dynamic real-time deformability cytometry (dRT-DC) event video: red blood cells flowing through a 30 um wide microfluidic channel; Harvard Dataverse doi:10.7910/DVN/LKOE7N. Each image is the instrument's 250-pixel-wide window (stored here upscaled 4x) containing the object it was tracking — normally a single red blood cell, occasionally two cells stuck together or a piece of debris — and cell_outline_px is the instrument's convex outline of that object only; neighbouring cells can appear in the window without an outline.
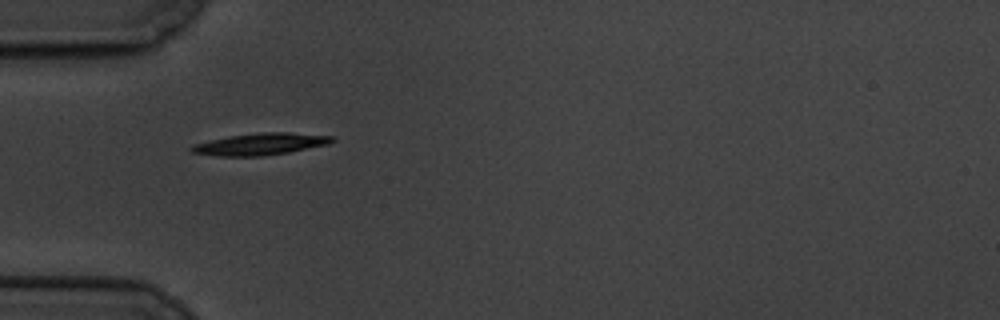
{"species": "common noctule bat (a hibernating species)", "species_latin": "Nyctalus noctula", "temperature_condition": "cold", "stored_images_in_passage": 3, "camera_frame_rate_fps": 3000, "um_per_image_px": 0.085, "animal": {"sex": "male", "body_mass_g": 19.5, "forearm_length_mm": 54.6}, "frame": {"image": 1, "passage_image": 1, "time_ms": 0.0, "image_size_px": [1000, 320], "cell_outline_px": [[336, 140], [328, 144], [288, 152], [260, 156], [220, 156], [192, 152], [188, 148], [192, 144], [228, 136], [264, 132], [288, 132], [336, 136]], "centroid_in_image_um": [22.15, 12.24], "position_along_channel_um": 62.9, "area_um2": 17.86}}
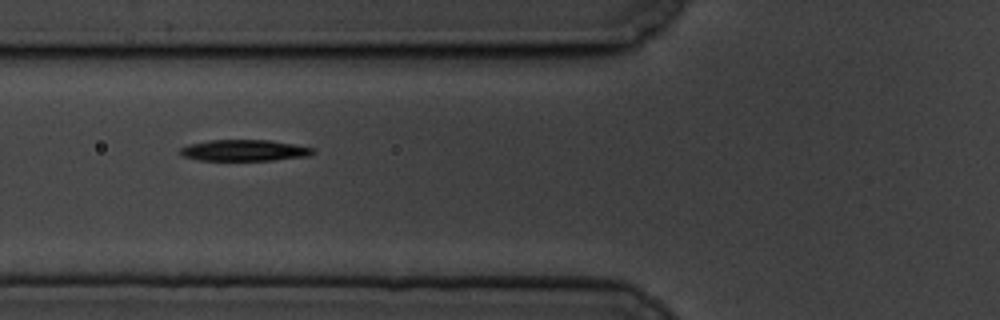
{"frame": {"image": 2, "passage_image": 2, "time_ms": 1.333, "image_size_px": [1000, 320], "cell_outline_px": [[316, 152], [308, 156], [272, 160], [200, 160], [180, 156], [180, 148], [188, 144], [208, 140], [268, 140], [316, 148]], "centroid_in_image_um": [20.75, 12.78], "position_along_channel_um": 105.1, "area_um2": 16.47}}
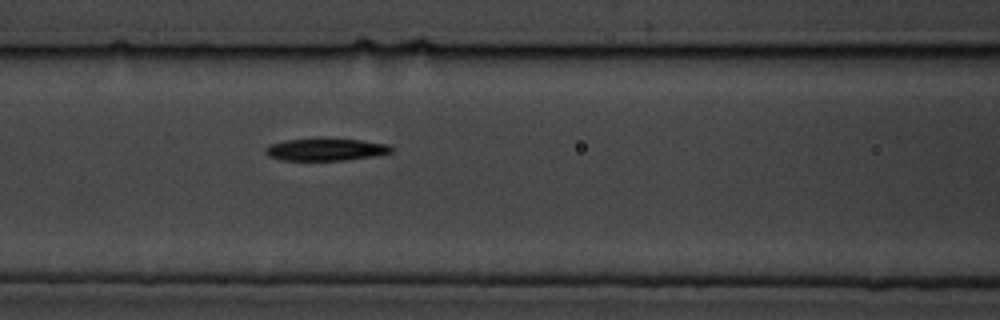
{"frame": {"image": 3, "passage_image": 3, "time_ms": 2.333, "image_size_px": [1000, 320], "cell_outline_px": [[392, 152], [376, 156], [344, 160], [280, 160], [268, 156], [264, 152], [264, 148], [272, 144], [284, 140], [316, 136], [320, 136], [360, 140], [388, 144], [392, 148]], "centroid_in_image_um": [27.65, 12.67], "position_along_channel_um": 138.9, "area_um2": 17.05}}